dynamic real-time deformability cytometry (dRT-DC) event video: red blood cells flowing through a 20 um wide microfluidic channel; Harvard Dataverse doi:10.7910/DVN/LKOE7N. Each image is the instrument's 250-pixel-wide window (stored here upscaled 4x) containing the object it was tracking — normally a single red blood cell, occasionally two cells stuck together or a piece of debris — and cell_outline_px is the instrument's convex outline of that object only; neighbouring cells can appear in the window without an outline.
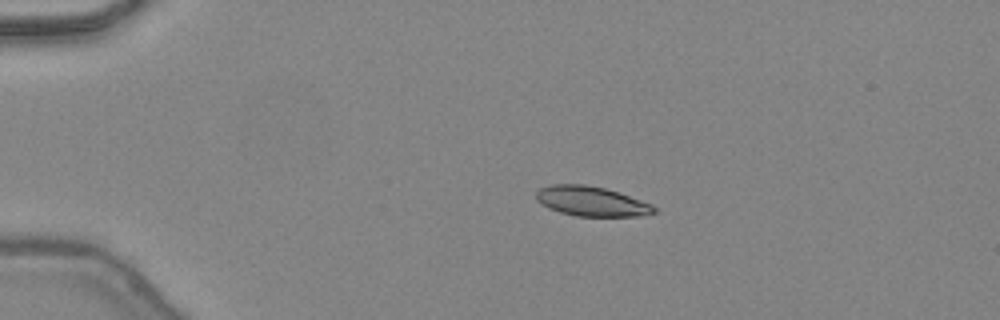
{"species": "common noctule bat (a hibernating species)", "species_latin": "Nyctalus noctula", "temperature_condition": "warm", "stored_images_in_passage": 37, "camera_frame_rate_fps": 3000, "um_per_image_px": 0.085, "animal": {"sex": "female", "body_mass_g": 24.6, "forearm_length_mm": 56.2}, "frame": {"image": 1, "passage_image": 1, "time_ms": 0.0, "image_size_px": [1000, 320], "cell_outline_px": [[656, 212], [644, 216], [576, 216], [560, 212], [548, 208], [536, 200], [536, 192], [540, 188], [552, 184], [584, 184], [604, 188], [652, 204], [656, 208]], "centroid_in_image_um": [50.25, 17.11], "position_along_channel_um": 34.7, "area_um2": 20.35}}
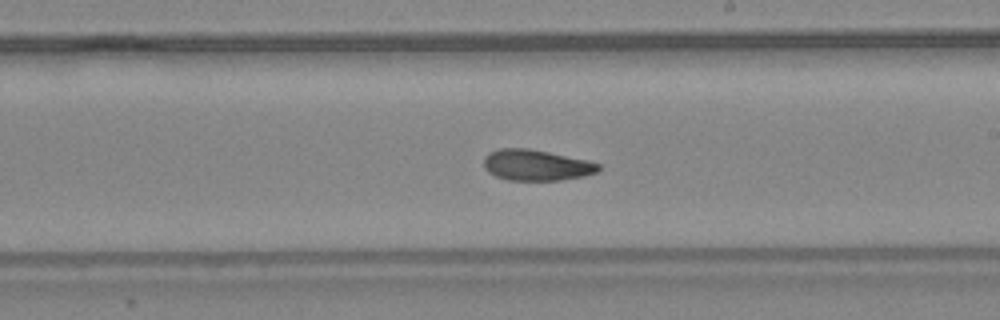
{"frame": {"image": 2, "passage_image": 19, "time_ms": 6.0, "image_size_px": [1000, 320], "cell_outline_px": [[600, 168], [596, 172], [584, 176], [560, 180], [508, 180], [496, 176], [488, 172], [484, 168], [484, 156], [488, 152], [500, 148], [528, 148], [588, 160], [600, 164]], "centroid_in_image_um": [45.56, 14.03], "position_along_channel_um": 243.4, "area_um2": 20.69}}
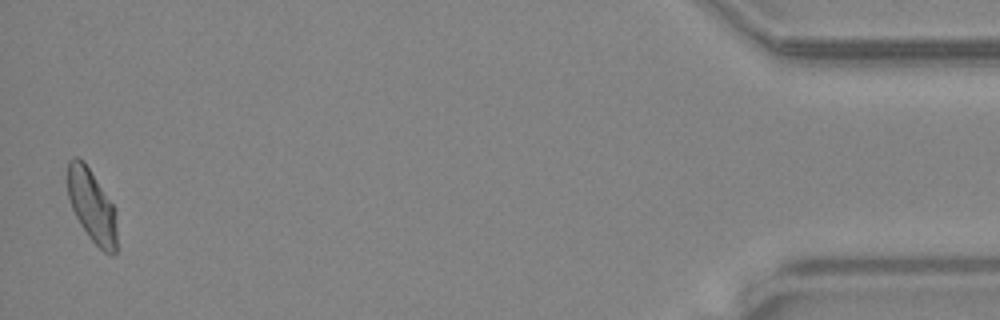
{"frame": {"image": 3, "passage_image": 37, "time_ms": 12.0, "image_size_px": [1000, 320], "cell_outline_px": [[116, 252], [112, 256], [104, 252], [88, 236], [80, 224], [72, 208], [68, 196], [68, 160], [76, 156], [84, 160], [116, 208]], "centroid_in_image_um": [7.82, 17.49], "position_along_channel_um": 427.4, "area_um2": 21.04}, "authors_computed_cell_mechanics": {"area_um2": 21.2704, "velocity_mm_per_s": 4.4663, "shape_relaxation_time_tau1_ms": 6.3948, "shape_relaxation_time_tau2_ms": 3.6824, "deformation_change_tau1": 0.1649, "deformation_change_tau2": 0.1087}}